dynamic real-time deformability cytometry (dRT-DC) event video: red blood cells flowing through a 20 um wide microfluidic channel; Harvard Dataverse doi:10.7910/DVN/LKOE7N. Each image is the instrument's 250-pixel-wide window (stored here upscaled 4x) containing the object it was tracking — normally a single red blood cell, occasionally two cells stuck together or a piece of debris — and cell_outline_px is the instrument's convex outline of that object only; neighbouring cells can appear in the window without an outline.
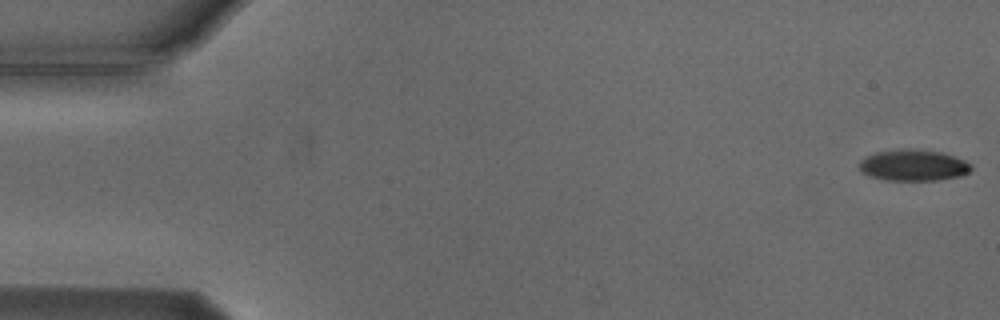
{"species": "Egyptian fruit bat (a non-hibernating species)", "species_latin": "Rousettus aegyptiacus", "temperature_condition": "cold", "stored_images_in_passage": 5, "camera_frame_rate_fps": 3000, "um_per_image_px": 0.085, "animal": {"sex": "male"}, "frame": {"image": 1, "passage_image": 1, "time_ms": 0.0, "image_size_px": [1000, 320], "cell_outline_px": [[972, 168], [968, 172], [960, 176], [936, 180], [884, 180], [868, 176], [860, 172], [860, 160], [864, 156], [876, 152], [900, 148], [908, 148], [940, 152], [964, 160], [972, 164]], "centroid_in_image_um": [77.58, 14.04], "position_along_channel_um": 7.4, "area_um2": 20.52}}
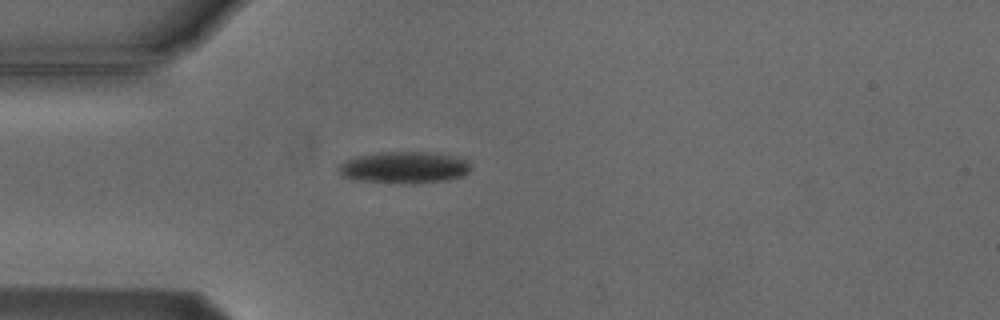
{"frame": {"image": 2, "passage_image": 5, "time_ms": 4.667, "image_size_px": [1000, 320], "cell_outline_px": [[472, 168], [464, 176], [448, 180], [404, 184], [360, 180], [344, 176], [336, 168], [344, 160], [360, 156], [380, 152], [432, 152], [452, 156], [468, 160]], "centroid_in_image_um": [34.4, 14.23], "position_along_channel_um": 50.6, "area_um2": 24.39}}